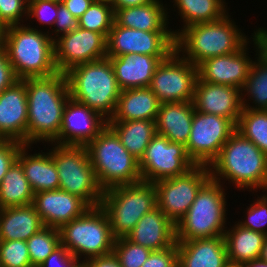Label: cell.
Masks as SVG:
<instances>
[{
	"label": "cell",
	"mask_w": 267,
	"mask_h": 267,
	"mask_svg": "<svg viewBox=\"0 0 267 267\" xmlns=\"http://www.w3.org/2000/svg\"><path fill=\"white\" fill-rule=\"evenodd\" d=\"M28 124L27 144L52 143L59 135L63 110L70 98L65 73L25 78Z\"/></svg>",
	"instance_id": "obj_1"
},
{
	"label": "cell",
	"mask_w": 267,
	"mask_h": 267,
	"mask_svg": "<svg viewBox=\"0 0 267 267\" xmlns=\"http://www.w3.org/2000/svg\"><path fill=\"white\" fill-rule=\"evenodd\" d=\"M210 177L233 184L238 190L267 191V156L235 130L209 165ZM223 181V182H222ZM250 189V190H249ZM257 190V191H256Z\"/></svg>",
	"instance_id": "obj_2"
},
{
	"label": "cell",
	"mask_w": 267,
	"mask_h": 267,
	"mask_svg": "<svg viewBox=\"0 0 267 267\" xmlns=\"http://www.w3.org/2000/svg\"><path fill=\"white\" fill-rule=\"evenodd\" d=\"M241 31L228 12L219 20L183 28L175 36V50L198 66L208 58L235 53L252 40Z\"/></svg>",
	"instance_id": "obj_3"
},
{
	"label": "cell",
	"mask_w": 267,
	"mask_h": 267,
	"mask_svg": "<svg viewBox=\"0 0 267 267\" xmlns=\"http://www.w3.org/2000/svg\"><path fill=\"white\" fill-rule=\"evenodd\" d=\"M27 24L5 28L3 46L18 79L50 77L58 73L54 40L49 33Z\"/></svg>",
	"instance_id": "obj_4"
},
{
	"label": "cell",
	"mask_w": 267,
	"mask_h": 267,
	"mask_svg": "<svg viewBox=\"0 0 267 267\" xmlns=\"http://www.w3.org/2000/svg\"><path fill=\"white\" fill-rule=\"evenodd\" d=\"M65 75L70 98L110 120L121 94L110 59L76 65Z\"/></svg>",
	"instance_id": "obj_5"
},
{
	"label": "cell",
	"mask_w": 267,
	"mask_h": 267,
	"mask_svg": "<svg viewBox=\"0 0 267 267\" xmlns=\"http://www.w3.org/2000/svg\"><path fill=\"white\" fill-rule=\"evenodd\" d=\"M225 184L211 177L199 189L187 213L176 226V241L224 236L227 229Z\"/></svg>",
	"instance_id": "obj_6"
},
{
	"label": "cell",
	"mask_w": 267,
	"mask_h": 267,
	"mask_svg": "<svg viewBox=\"0 0 267 267\" xmlns=\"http://www.w3.org/2000/svg\"><path fill=\"white\" fill-rule=\"evenodd\" d=\"M98 184L103 191L142 181L137 160L107 125L86 145Z\"/></svg>",
	"instance_id": "obj_7"
},
{
	"label": "cell",
	"mask_w": 267,
	"mask_h": 267,
	"mask_svg": "<svg viewBox=\"0 0 267 267\" xmlns=\"http://www.w3.org/2000/svg\"><path fill=\"white\" fill-rule=\"evenodd\" d=\"M59 233L61 245L73 257L83 259V263L113 253L115 238L108 216L100 206L90 207L82 216L65 223Z\"/></svg>",
	"instance_id": "obj_8"
},
{
	"label": "cell",
	"mask_w": 267,
	"mask_h": 267,
	"mask_svg": "<svg viewBox=\"0 0 267 267\" xmlns=\"http://www.w3.org/2000/svg\"><path fill=\"white\" fill-rule=\"evenodd\" d=\"M100 207L115 239L126 237L144 214L157 207L154 183L139 182L103 191Z\"/></svg>",
	"instance_id": "obj_9"
},
{
	"label": "cell",
	"mask_w": 267,
	"mask_h": 267,
	"mask_svg": "<svg viewBox=\"0 0 267 267\" xmlns=\"http://www.w3.org/2000/svg\"><path fill=\"white\" fill-rule=\"evenodd\" d=\"M51 147L59 189L83 199L90 207L101 204L103 190L98 184L86 146L58 145Z\"/></svg>",
	"instance_id": "obj_10"
},
{
	"label": "cell",
	"mask_w": 267,
	"mask_h": 267,
	"mask_svg": "<svg viewBox=\"0 0 267 267\" xmlns=\"http://www.w3.org/2000/svg\"><path fill=\"white\" fill-rule=\"evenodd\" d=\"M198 68L174 50L155 69L150 89L160 103L193 101Z\"/></svg>",
	"instance_id": "obj_11"
},
{
	"label": "cell",
	"mask_w": 267,
	"mask_h": 267,
	"mask_svg": "<svg viewBox=\"0 0 267 267\" xmlns=\"http://www.w3.org/2000/svg\"><path fill=\"white\" fill-rule=\"evenodd\" d=\"M209 178V166L195 165L184 175L156 181L157 207L176 225Z\"/></svg>",
	"instance_id": "obj_12"
},
{
	"label": "cell",
	"mask_w": 267,
	"mask_h": 267,
	"mask_svg": "<svg viewBox=\"0 0 267 267\" xmlns=\"http://www.w3.org/2000/svg\"><path fill=\"white\" fill-rule=\"evenodd\" d=\"M235 130L228 118L194 110L186 152L195 165L209 166Z\"/></svg>",
	"instance_id": "obj_13"
},
{
	"label": "cell",
	"mask_w": 267,
	"mask_h": 267,
	"mask_svg": "<svg viewBox=\"0 0 267 267\" xmlns=\"http://www.w3.org/2000/svg\"><path fill=\"white\" fill-rule=\"evenodd\" d=\"M194 166L183 144L159 134L152 138L139 160L141 179L148 183L184 175Z\"/></svg>",
	"instance_id": "obj_14"
},
{
	"label": "cell",
	"mask_w": 267,
	"mask_h": 267,
	"mask_svg": "<svg viewBox=\"0 0 267 267\" xmlns=\"http://www.w3.org/2000/svg\"><path fill=\"white\" fill-rule=\"evenodd\" d=\"M175 50L173 31H142L119 26L115 21L107 37V57L145 54L168 57Z\"/></svg>",
	"instance_id": "obj_15"
},
{
	"label": "cell",
	"mask_w": 267,
	"mask_h": 267,
	"mask_svg": "<svg viewBox=\"0 0 267 267\" xmlns=\"http://www.w3.org/2000/svg\"><path fill=\"white\" fill-rule=\"evenodd\" d=\"M107 57V37L95 31L77 28L54 40V60L59 73Z\"/></svg>",
	"instance_id": "obj_16"
},
{
	"label": "cell",
	"mask_w": 267,
	"mask_h": 267,
	"mask_svg": "<svg viewBox=\"0 0 267 267\" xmlns=\"http://www.w3.org/2000/svg\"><path fill=\"white\" fill-rule=\"evenodd\" d=\"M106 126L107 120L98 112L69 98L63 110L60 133L52 143L86 146Z\"/></svg>",
	"instance_id": "obj_17"
},
{
	"label": "cell",
	"mask_w": 267,
	"mask_h": 267,
	"mask_svg": "<svg viewBox=\"0 0 267 267\" xmlns=\"http://www.w3.org/2000/svg\"><path fill=\"white\" fill-rule=\"evenodd\" d=\"M249 40L235 53L211 57L201 62L198 77L207 83L234 86L242 90L254 61L248 55Z\"/></svg>",
	"instance_id": "obj_18"
},
{
	"label": "cell",
	"mask_w": 267,
	"mask_h": 267,
	"mask_svg": "<svg viewBox=\"0 0 267 267\" xmlns=\"http://www.w3.org/2000/svg\"><path fill=\"white\" fill-rule=\"evenodd\" d=\"M241 90L234 86L196 80L193 105L196 111L230 119L235 125L243 110Z\"/></svg>",
	"instance_id": "obj_19"
},
{
	"label": "cell",
	"mask_w": 267,
	"mask_h": 267,
	"mask_svg": "<svg viewBox=\"0 0 267 267\" xmlns=\"http://www.w3.org/2000/svg\"><path fill=\"white\" fill-rule=\"evenodd\" d=\"M32 205L44 226L58 229L90 208L83 199L62 189L35 193Z\"/></svg>",
	"instance_id": "obj_20"
},
{
	"label": "cell",
	"mask_w": 267,
	"mask_h": 267,
	"mask_svg": "<svg viewBox=\"0 0 267 267\" xmlns=\"http://www.w3.org/2000/svg\"><path fill=\"white\" fill-rule=\"evenodd\" d=\"M27 124L26 84L19 79L0 94V139L27 144Z\"/></svg>",
	"instance_id": "obj_21"
},
{
	"label": "cell",
	"mask_w": 267,
	"mask_h": 267,
	"mask_svg": "<svg viewBox=\"0 0 267 267\" xmlns=\"http://www.w3.org/2000/svg\"><path fill=\"white\" fill-rule=\"evenodd\" d=\"M131 242L159 251L173 246L176 241L175 224L156 207L137 222L126 236Z\"/></svg>",
	"instance_id": "obj_22"
},
{
	"label": "cell",
	"mask_w": 267,
	"mask_h": 267,
	"mask_svg": "<svg viewBox=\"0 0 267 267\" xmlns=\"http://www.w3.org/2000/svg\"><path fill=\"white\" fill-rule=\"evenodd\" d=\"M178 267H230L224 236L177 241Z\"/></svg>",
	"instance_id": "obj_23"
},
{
	"label": "cell",
	"mask_w": 267,
	"mask_h": 267,
	"mask_svg": "<svg viewBox=\"0 0 267 267\" xmlns=\"http://www.w3.org/2000/svg\"><path fill=\"white\" fill-rule=\"evenodd\" d=\"M121 90L149 87L158 64L167 57L126 54L108 57Z\"/></svg>",
	"instance_id": "obj_24"
},
{
	"label": "cell",
	"mask_w": 267,
	"mask_h": 267,
	"mask_svg": "<svg viewBox=\"0 0 267 267\" xmlns=\"http://www.w3.org/2000/svg\"><path fill=\"white\" fill-rule=\"evenodd\" d=\"M33 145L23 144L17 156L21 163L24 175L32 191H49L59 189V176L55 162L51 156V148L47 152L28 153Z\"/></svg>",
	"instance_id": "obj_25"
},
{
	"label": "cell",
	"mask_w": 267,
	"mask_h": 267,
	"mask_svg": "<svg viewBox=\"0 0 267 267\" xmlns=\"http://www.w3.org/2000/svg\"><path fill=\"white\" fill-rule=\"evenodd\" d=\"M193 102H172L160 104L155 120L156 133L171 142L184 146L190 137L194 115Z\"/></svg>",
	"instance_id": "obj_26"
},
{
	"label": "cell",
	"mask_w": 267,
	"mask_h": 267,
	"mask_svg": "<svg viewBox=\"0 0 267 267\" xmlns=\"http://www.w3.org/2000/svg\"><path fill=\"white\" fill-rule=\"evenodd\" d=\"M250 36H253L250 38L253 39L256 57L241 90L242 106L243 109L267 110V51L256 31ZM249 101H252V105Z\"/></svg>",
	"instance_id": "obj_27"
},
{
	"label": "cell",
	"mask_w": 267,
	"mask_h": 267,
	"mask_svg": "<svg viewBox=\"0 0 267 267\" xmlns=\"http://www.w3.org/2000/svg\"><path fill=\"white\" fill-rule=\"evenodd\" d=\"M160 104L150 87L121 90L114 115L108 121H155Z\"/></svg>",
	"instance_id": "obj_28"
},
{
	"label": "cell",
	"mask_w": 267,
	"mask_h": 267,
	"mask_svg": "<svg viewBox=\"0 0 267 267\" xmlns=\"http://www.w3.org/2000/svg\"><path fill=\"white\" fill-rule=\"evenodd\" d=\"M163 0H154L141 6L118 9L114 21L119 26L142 31H171L168 10ZM169 8V9H168ZM170 28V29H169Z\"/></svg>",
	"instance_id": "obj_29"
},
{
	"label": "cell",
	"mask_w": 267,
	"mask_h": 267,
	"mask_svg": "<svg viewBox=\"0 0 267 267\" xmlns=\"http://www.w3.org/2000/svg\"><path fill=\"white\" fill-rule=\"evenodd\" d=\"M225 230L224 239L230 267H243L247 262L259 259L266 235L244 228L234 222Z\"/></svg>",
	"instance_id": "obj_30"
},
{
	"label": "cell",
	"mask_w": 267,
	"mask_h": 267,
	"mask_svg": "<svg viewBox=\"0 0 267 267\" xmlns=\"http://www.w3.org/2000/svg\"><path fill=\"white\" fill-rule=\"evenodd\" d=\"M44 226L32 204L0 209V241L24 240Z\"/></svg>",
	"instance_id": "obj_31"
},
{
	"label": "cell",
	"mask_w": 267,
	"mask_h": 267,
	"mask_svg": "<svg viewBox=\"0 0 267 267\" xmlns=\"http://www.w3.org/2000/svg\"><path fill=\"white\" fill-rule=\"evenodd\" d=\"M107 125L137 160L141 159L146 147L157 134L155 121L150 120L107 121Z\"/></svg>",
	"instance_id": "obj_32"
},
{
	"label": "cell",
	"mask_w": 267,
	"mask_h": 267,
	"mask_svg": "<svg viewBox=\"0 0 267 267\" xmlns=\"http://www.w3.org/2000/svg\"><path fill=\"white\" fill-rule=\"evenodd\" d=\"M172 2L174 11L176 12L177 8L180 20H183L181 29L172 30L175 36L190 25L219 20L229 9L225 0H173Z\"/></svg>",
	"instance_id": "obj_33"
},
{
	"label": "cell",
	"mask_w": 267,
	"mask_h": 267,
	"mask_svg": "<svg viewBox=\"0 0 267 267\" xmlns=\"http://www.w3.org/2000/svg\"><path fill=\"white\" fill-rule=\"evenodd\" d=\"M33 197L34 192L24 175L22 165L16 160L0 184V209L30 205Z\"/></svg>",
	"instance_id": "obj_34"
},
{
	"label": "cell",
	"mask_w": 267,
	"mask_h": 267,
	"mask_svg": "<svg viewBox=\"0 0 267 267\" xmlns=\"http://www.w3.org/2000/svg\"><path fill=\"white\" fill-rule=\"evenodd\" d=\"M236 130L267 156V110L243 109Z\"/></svg>",
	"instance_id": "obj_35"
},
{
	"label": "cell",
	"mask_w": 267,
	"mask_h": 267,
	"mask_svg": "<svg viewBox=\"0 0 267 267\" xmlns=\"http://www.w3.org/2000/svg\"><path fill=\"white\" fill-rule=\"evenodd\" d=\"M26 243L32 267H39L61 245L59 229L45 226Z\"/></svg>",
	"instance_id": "obj_36"
},
{
	"label": "cell",
	"mask_w": 267,
	"mask_h": 267,
	"mask_svg": "<svg viewBox=\"0 0 267 267\" xmlns=\"http://www.w3.org/2000/svg\"><path fill=\"white\" fill-rule=\"evenodd\" d=\"M111 2L94 0L88 10L79 18V27L108 37L114 23Z\"/></svg>",
	"instance_id": "obj_37"
},
{
	"label": "cell",
	"mask_w": 267,
	"mask_h": 267,
	"mask_svg": "<svg viewBox=\"0 0 267 267\" xmlns=\"http://www.w3.org/2000/svg\"><path fill=\"white\" fill-rule=\"evenodd\" d=\"M152 250L137 245L126 237L115 239L113 254L117 257L121 267H142L149 258Z\"/></svg>",
	"instance_id": "obj_38"
},
{
	"label": "cell",
	"mask_w": 267,
	"mask_h": 267,
	"mask_svg": "<svg viewBox=\"0 0 267 267\" xmlns=\"http://www.w3.org/2000/svg\"><path fill=\"white\" fill-rule=\"evenodd\" d=\"M0 267H32L26 241H0Z\"/></svg>",
	"instance_id": "obj_39"
},
{
	"label": "cell",
	"mask_w": 267,
	"mask_h": 267,
	"mask_svg": "<svg viewBox=\"0 0 267 267\" xmlns=\"http://www.w3.org/2000/svg\"><path fill=\"white\" fill-rule=\"evenodd\" d=\"M266 194L257 195V200L247 206L245 218L237 221L239 225L267 236V191Z\"/></svg>",
	"instance_id": "obj_40"
},
{
	"label": "cell",
	"mask_w": 267,
	"mask_h": 267,
	"mask_svg": "<svg viewBox=\"0 0 267 267\" xmlns=\"http://www.w3.org/2000/svg\"><path fill=\"white\" fill-rule=\"evenodd\" d=\"M58 11V2L53 0H28L27 20L35 19L40 24L48 25V33L54 27Z\"/></svg>",
	"instance_id": "obj_41"
},
{
	"label": "cell",
	"mask_w": 267,
	"mask_h": 267,
	"mask_svg": "<svg viewBox=\"0 0 267 267\" xmlns=\"http://www.w3.org/2000/svg\"><path fill=\"white\" fill-rule=\"evenodd\" d=\"M27 8L28 0H0V23L5 28L21 25L27 21Z\"/></svg>",
	"instance_id": "obj_42"
},
{
	"label": "cell",
	"mask_w": 267,
	"mask_h": 267,
	"mask_svg": "<svg viewBox=\"0 0 267 267\" xmlns=\"http://www.w3.org/2000/svg\"><path fill=\"white\" fill-rule=\"evenodd\" d=\"M54 27L55 28L53 29L55 30L49 32V36L51 37L52 40H55L59 36L67 34L79 28V19L75 18L62 3L58 2V11Z\"/></svg>",
	"instance_id": "obj_43"
},
{
	"label": "cell",
	"mask_w": 267,
	"mask_h": 267,
	"mask_svg": "<svg viewBox=\"0 0 267 267\" xmlns=\"http://www.w3.org/2000/svg\"><path fill=\"white\" fill-rule=\"evenodd\" d=\"M23 143L11 139H0V184L4 175L17 160Z\"/></svg>",
	"instance_id": "obj_44"
},
{
	"label": "cell",
	"mask_w": 267,
	"mask_h": 267,
	"mask_svg": "<svg viewBox=\"0 0 267 267\" xmlns=\"http://www.w3.org/2000/svg\"><path fill=\"white\" fill-rule=\"evenodd\" d=\"M142 267H178L177 242L166 249L152 251Z\"/></svg>",
	"instance_id": "obj_45"
},
{
	"label": "cell",
	"mask_w": 267,
	"mask_h": 267,
	"mask_svg": "<svg viewBox=\"0 0 267 267\" xmlns=\"http://www.w3.org/2000/svg\"><path fill=\"white\" fill-rule=\"evenodd\" d=\"M83 265V261L73 257L63 245H60L39 267H82Z\"/></svg>",
	"instance_id": "obj_46"
},
{
	"label": "cell",
	"mask_w": 267,
	"mask_h": 267,
	"mask_svg": "<svg viewBox=\"0 0 267 267\" xmlns=\"http://www.w3.org/2000/svg\"><path fill=\"white\" fill-rule=\"evenodd\" d=\"M18 80L9 62L6 49L4 46L0 47V94Z\"/></svg>",
	"instance_id": "obj_47"
},
{
	"label": "cell",
	"mask_w": 267,
	"mask_h": 267,
	"mask_svg": "<svg viewBox=\"0 0 267 267\" xmlns=\"http://www.w3.org/2000/svg\"><path fill=\"white\" fill-rule=\"evenodd\" d=\"M94 0H64L62 4L75 18H80L89 8Z\"/></svg>",
	"instance_id": "obj_48"
},
{
	"label": "cell",
	"mask_w": 267,
	"mask_h": 267,
	"mask_svg": "<svg viewBox=\"0 0 267 267\" xmlns=\"http://www.w3.org/2000/svg\"><path fill=\"white\" fill-rule=\"evenodd\" d=\"M85 267H121L117 257L111 253L106 256H100L87 260Z\"/></svg>",
	"instance_id": "obj_49"
},
{
	"label": "cell",
	"mask_w": 267,
	"mask_h": 267,
	"mask_svg": "<svg viewBox=\"0 0 267 267\" xmlns=\"http://www.w3.org/2000/svg\"><path fill=\"white\" fill-rule=\"evenodd\" d=\"M153 1L154 0H113L111 2V5H112L114 13H115L118 9L141 6V5H145L147 3H151Z\"/></svg>",
	"instance_id": "obj_50"
},
{
	"label": "cell",
	"mask_w": 267,
	"mask_h": 267,
	"mask_svg": "<svg viewBox=\"0 0 267 267\" xmlns=\"http://www.w3.org/2000/svg\"><path fill=\"white\" fill-rule=\"evenodd\" d=\"M243 267H267V262L261 259H256V260L247 262Z\"/></svg>",
	"instance_id": "obj_51"
},
{
	"label": "cell",
	"mask_w": 267,
	"mask_h": 267,
	"mask_svg": "<svg viewBox=\"0 0 267 267\" xmlns=\"http://www.w3.org/2000/svg\"><path fill=\"white\" fill-rule=\"evenodd\" d=\"M259 259L267 262V237H266L264 244H263V247L261 249V254H260Z\"/></svg>",
	"instance_id": "obj_52"
},
{
	"label": "cell",
	"mask_w": 267,
	"mask_h": 267,
	"mask_svg": "<svg viewBox=\"0 0 267 267\" xmlns=\"http://www.w3.org/2000/svg\"><path fill=\"white\" fill-rule=\"evenodd\" d=\"M256 32L258 33V35L260 36V38H267V30L266 27L264 28H258L256 29Z\"/></svg>",
	"instance_id": "obj_53"
},
{
	"label": "cell",
	"mask_w": 267,
	"mask_h": 267,
	"mask_svg": "<svg viewBox=\"0 0 267 267\" xmlns=\"http://www.w3.org/2000/svg\"><path fill=\"white\" fill-rule=\"evenodd\" d=\"M4 31H5V27L0 23V47L3 46V42H4Z\"/></svg>",
	"instance_id": "obj_54"
},
{
	"label": "cell",
	"mask_w": 267,
	"mask_h": 267,
	"mask_svg": "<svg viewBox=\"0 0 267 267\" xmlns=\"http://www.w3.org/2000/svg\"><path fill=\"white\" fill-rule=\"evenodd\" d=\"M264 43V49L267 51V38H261Z\"/></svg>",
	"instance_id": "obj_55"
},
{
	"label": "cell",
	"mask_w": 267,
	"mask_h": 267,
	"mask_svg": "<svg viewBox=\"0 0 267 267\" xmlns=\"http://www.w3.org/2000/svg\"><path fill=\"white\" fill-rule=\"evenodd\" d=\"M53 1H56V2L62 3L64 0H53Z\"/></svg>",
	"instance_id": "obj_56"
},
{
	"label": "cell",
	"mask_w": 267,
	"mask_h": 267,
	"mask_svg": "<svg viewBox=\"0 0 267 267\" xmlns=\"http://www.w3.org/2000/svg\"><path fill=\"white\" fill-rule=\"evenodd\" d=\"M100 1H108V2H112L113 0H100Z\"/></svg>",
	"instance_id": "obj_57"
}]
</instances>
